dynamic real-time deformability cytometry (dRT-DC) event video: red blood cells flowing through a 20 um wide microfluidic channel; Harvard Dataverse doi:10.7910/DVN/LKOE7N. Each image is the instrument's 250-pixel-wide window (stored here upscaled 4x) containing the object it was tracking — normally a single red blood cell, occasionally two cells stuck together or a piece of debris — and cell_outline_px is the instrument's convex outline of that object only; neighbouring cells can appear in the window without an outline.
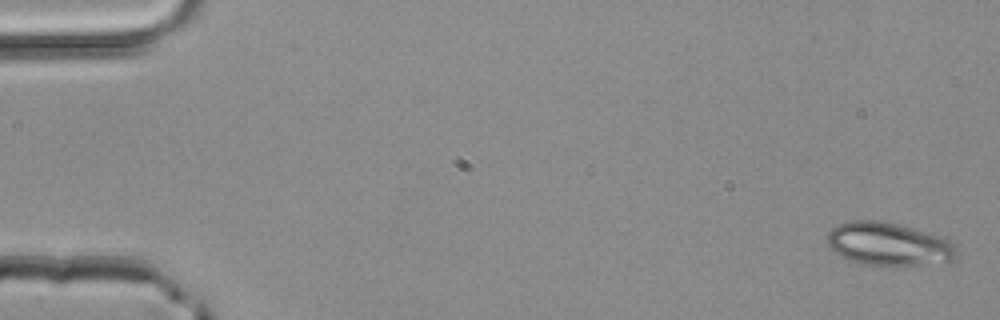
{"species": "common noctule bat (a hibernating species)", "species_latin": "Nyctalus noctula", "temperature_condition": "room temperature", "stored_images_in_passage": 3, "camera_frame_rate_fps": 3000, "um_per_image_px": 0.085, "animal": {"sex": "male", "body_mass_g": 20.4}, "frame": {"image": 1, "passage_image": 1, "time_ms": 0.0, "image_size_px": [1000, 320], "cell_outline_px": [[960, 256], [956, 260], [896, 268], [868, 264], [848, 260], [836, 252], [828, 244], [828, 232], [836, 224], [852, 220], [880, 220], [944, 236], [956, 244]], "centroid_in_image_um": [75.62, 20.77], "position_along_channel_um": 9.4, "area_um2": 33.29}}